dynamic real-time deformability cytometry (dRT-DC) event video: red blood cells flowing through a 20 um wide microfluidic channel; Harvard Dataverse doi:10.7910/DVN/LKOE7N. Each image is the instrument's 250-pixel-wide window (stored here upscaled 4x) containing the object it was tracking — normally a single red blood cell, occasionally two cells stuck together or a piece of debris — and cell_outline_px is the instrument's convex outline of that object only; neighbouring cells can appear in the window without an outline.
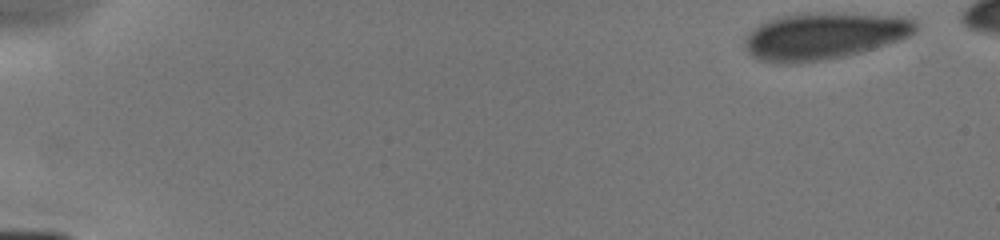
{"species": "human", "species_latin": "Homo sapiens", "temperature_condition": "cold", "stored_images_in_passage": 6, "camera_frame_rate_fps": 3000, "um_per_image_px": 0.085, "donor": {"sex": "male"}, "frame": {"image": 1, "passage_image": 1, "time_ms": 0.0, "image_size_px": [1000, 240], "cell_outline_px": [[920, 28], [916, 32], [908, 36], [860, 52], [844, 56], [824, 60], [788, 64], [776, 64], [760, 60], [752, 56], [748, 52], [744, 40], [760, 24], [768, 20], [780, 16], [808, 12], [832, 12], [904, 16], [916, 20]], "centroid_in_image_um": [70.07, 3.04], "position_along_channel_um": 14.9, "area_um2": 46.82}}
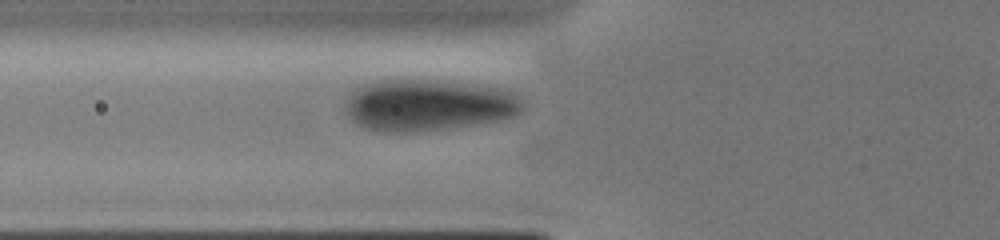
{"frame": {"image": 2, "passage_image": 6, "time_ms": 5.333, "image_size_px": [1000, 240], "cell_outline_px": [[524, 108], [516, 116], [500, 120], [448, 128], [412, 132], [380, 132], [360, 128], [352, 120], [348, 112], [348, 96], [356, 88], [364, 84], [376, 80], [440, 80], [508, 88], [516, 92], [524, 100]], "centroid_in_image_um": [36.48, 8.93], "position_along_channel_um": 89.3, "area_um2": 53.93}}